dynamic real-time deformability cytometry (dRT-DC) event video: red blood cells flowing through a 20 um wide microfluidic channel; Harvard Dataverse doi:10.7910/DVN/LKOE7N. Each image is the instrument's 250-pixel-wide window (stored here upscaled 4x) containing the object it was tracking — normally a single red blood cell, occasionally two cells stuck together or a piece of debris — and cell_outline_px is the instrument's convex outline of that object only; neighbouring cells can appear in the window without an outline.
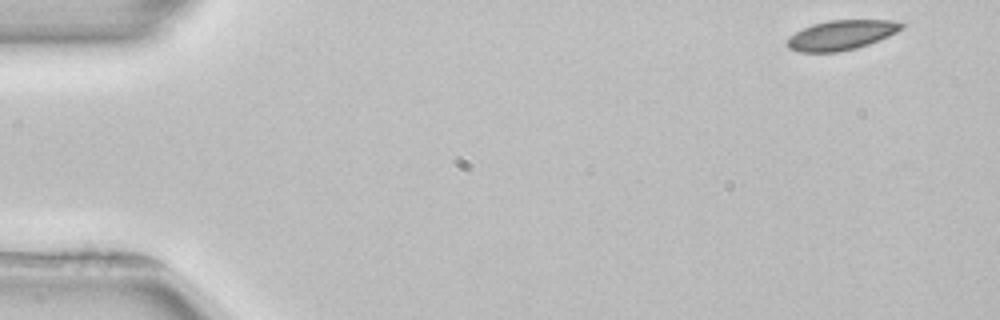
{"species": "common noctule bat (a hibernating species)", "species_latin": "Nyctalus noctula", "temperature_condition": "room temperature", "stored_images_in_passage": 50, "camera_frame_rate_fps": 3000, "um_per_image_px": 0.085, "animal": {"sex": "female", "body_mass_g": 22.7, "forearm_length_mm": 54.2}, "frame": {"image": 1, "passage_image": 1, "time_ms": 0.0, "image_size_px": [1000, 320], "cell_outline_px": [[904, 28], [888, 36], [868, 44], [856, 48], [836, 52], [800, 52], [788, 48], [784, 44], [788, 36], [812, 24], [828, 20], [900, 20], [904, 24]], "centroid_in_image_um": [71.49, 2.97], "position_along_channel_um": 13.5, "area_um2": 19.94}}
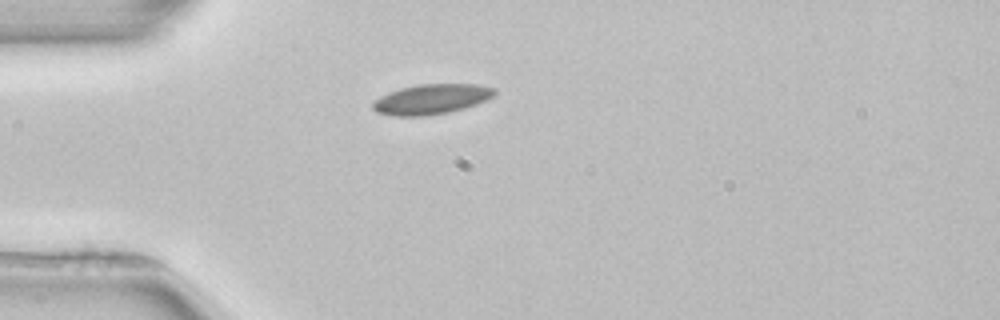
{"frame": {"image": 2, "passage_image": 12, "time_ms": 3.667, "image_size_px": [1000, 320], "cell_outline_px": [[496, 92], [492, 96], [476, 104], [464, 108], [448, 112], [424, 116], [392, 116], [376, 112], [372, 108], [372, 100], [388, 92], [400, 88], [420, 84], [480, 84], [496, 88]], "centroid_in_image_um": [36.63, 8.43], "position_along_channel_um": 48.4, "area_um2": 21.44}}
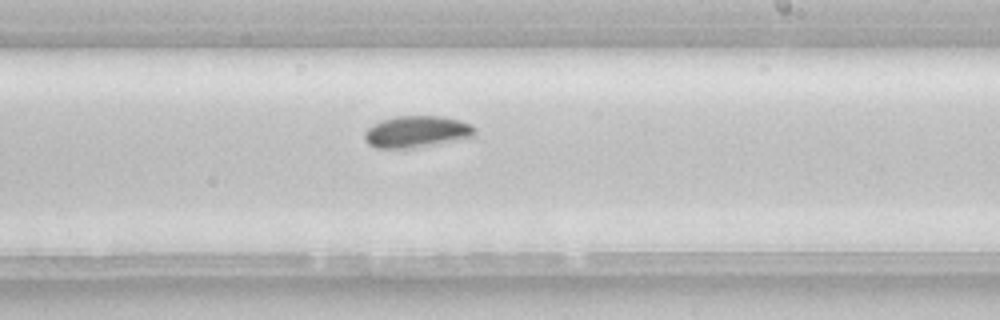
{"frame": {"image": 3, "passage_image": 29, "time_ms": 9.333, "image_size_px": [1000, 320], "cell_outline_px": [[476, 132], [472, 136], [432, 144], [408, 148], [376, 148], [368, 144], [364, 140], [364, 132], [368, 128], [380, 120], [392, 116], [440, 116], [460, 120], [472, 124], [476, 128]], "centroid_in_image_um": [35.37, 11.17], "position_along_channel_um": 253.6, "area_um2": 20.17}, "authors_computed_cell_mechanics": {"area_um2": 20.1433, "velocity_mm_per_s": 3.9019, "shape_relaxation_time_tau1_ms": 2.6701, "shape_relaxation_time_tau2_ms": 2.2143, "deformation_change_tau1": 0.0622, "deformation_change_tau2": 0.045}}